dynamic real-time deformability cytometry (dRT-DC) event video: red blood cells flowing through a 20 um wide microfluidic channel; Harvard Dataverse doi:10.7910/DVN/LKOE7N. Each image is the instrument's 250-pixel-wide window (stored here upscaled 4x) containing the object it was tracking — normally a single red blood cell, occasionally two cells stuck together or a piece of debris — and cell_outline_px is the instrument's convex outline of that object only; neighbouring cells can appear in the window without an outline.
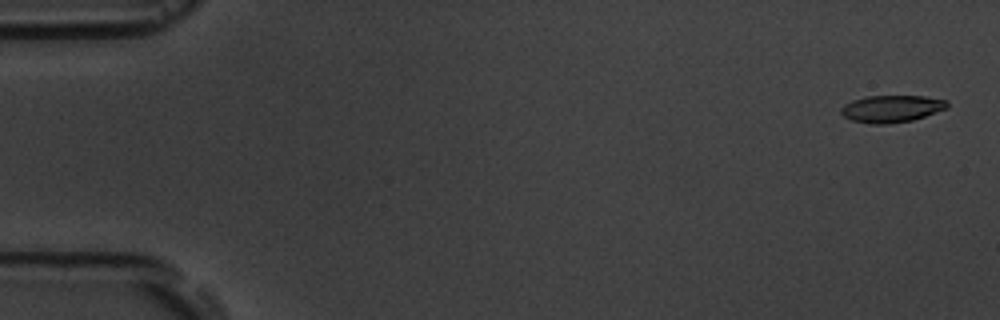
{"species": "common noctule bat (a hibernating species)", "species_latin": "Nyctalus noctula", "temperature_condition": "room temperature", "stored_images_in_passage": 5, "camera_frame_rate_fps": 3000, "um_per_image_px": 0.085, "animal": {"sex": "male", "body_mass_g": 19.5, "forearm_length_mm": 54.6}, "frame": {"image": 1, "passage_image": 1, "time_ms": 0.0, "image_size_px": [1000, 320], "cell_outline_px": [[948, 108], [912, 120], [888, 124], [872, 124], [852, 120], [844, 116], [840, 112], [840, 108], [844, 104], [852, 100], [868, 96], [924, 96], [948, 100]], "centroid_in_image_um": [75.78, 9.24], "position_along_channel_um": 9.2, "area_um2": 16.76}}
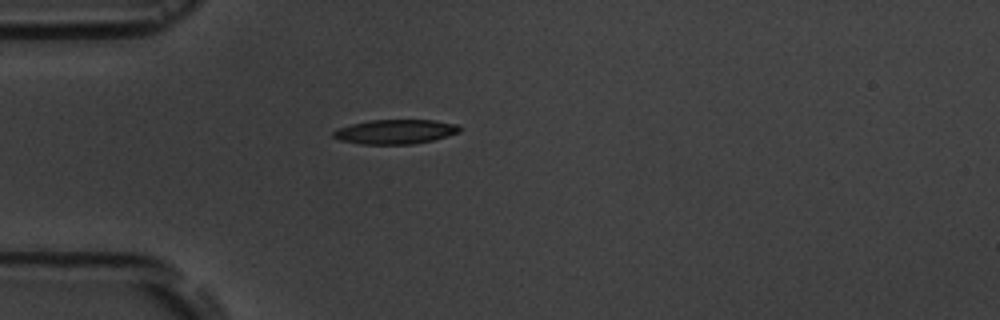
{"frame": {"image": 2, "passage_image": 5, "time_ms": 4.667, "image_size_px": [1000, 320], "cell_outline_px": [[460, 132], [448, 136], [432, 140], [412, 144], [360, 144], [340, 140], [332, 136], [332, 132], [340, 128], [352, 124], [372, 120], [436, 120], [456, 124], [460, 128]], "centroid_in_image_um": [33.62, 11.2], "position_along_channel_um": 51.4, "area_um2": 17.86}}